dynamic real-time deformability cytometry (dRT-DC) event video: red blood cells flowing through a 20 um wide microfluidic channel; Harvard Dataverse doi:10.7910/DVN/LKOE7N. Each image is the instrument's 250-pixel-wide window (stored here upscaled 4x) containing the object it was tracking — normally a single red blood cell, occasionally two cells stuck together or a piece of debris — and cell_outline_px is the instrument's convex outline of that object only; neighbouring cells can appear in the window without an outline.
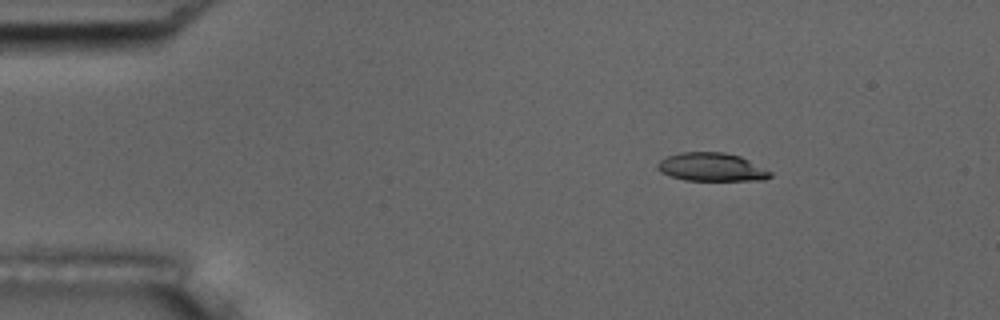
{"species": "common noctule bat (a hibernating species)", "species_latin": "Nyctalus noctula", "temperature_condition": "room temperature", "stored_images_in_passage": 48, "camera_frame_rate_fps": 3000, "um_per_image_px": 0.085, "animal": {"sex": "male", "body_mass_g": 17.5, "forearm_length_mm": 52.3}, "frame": {"image": 1, "passage_image": 1, "time_ms": 0.0, "image_size_px": [1000, 320], "cell_outline_px": [[772, 176], [764, 180], [684, 180], [660, 172], [656, 168], [656, 164], [660, 160], [668, 156], [680, 152], [724, 152], [740, 156], [772, 172]], "centroid_in_image_um": [60.47, 14.2], "position_along_channel_um": 24.5, "area_um2": 18.55}}
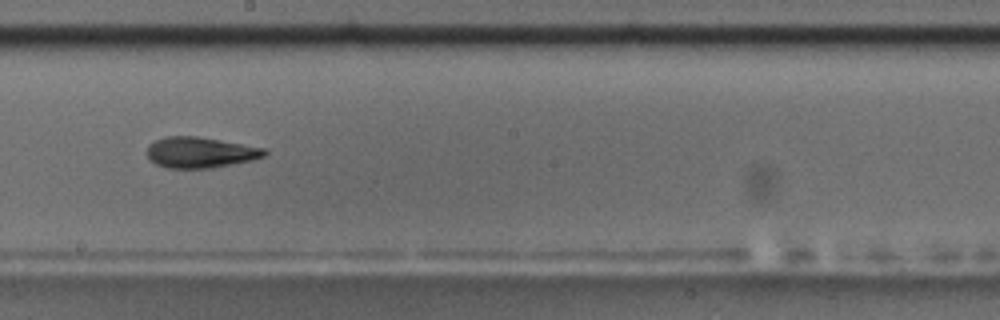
{"frame": {"image": 2, "passage_image": 24, "time_ms": 7.667, "image_size_px": [1000, 320], "cell_outline_px": [[268, 152], [264, 156], [252, 160], [212, 168], [168, 168], [156, 164], [148, 160], [144, 152], [148, 144], [164, 136], [196, 136], [220, 140], [264, 148]], "centroid_in_image_um": [16.94, 12.96], "position_along_channel_um": 231.3, "area_um2": 21.27}}
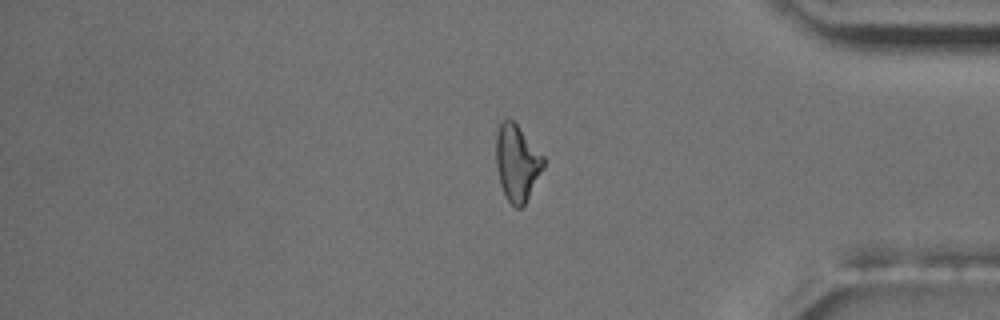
{"frame": {"image": 3, "passage_image": 39, "time_ms": 12.667, "image_size_px": [1000, 320], "cell_outline_px": [[544, 168], [524, 204], [520, 208], [516, 208], [508, 200], [500, 184], [496, 168], [496, 132], [500, 124], [504, 120], [512, 120], [516, 124], [544, 156]], "centroid_in_image_um": [43.94, 13.84], "position_along_channel_um": 391.3, "area_um2": 20.81}, "authors_computed_cell_mechanics": {"area_um2": 20.6924, "velocity_mm_per_s": 3.6379, "shape_relaxation_time_tau1_ms": 6.8488, "shape_relaxation_time_tau2_ms": 3.9165, "deformation_change_tau1": 0.2123, "deformation_change_tau2": 0.1406}}